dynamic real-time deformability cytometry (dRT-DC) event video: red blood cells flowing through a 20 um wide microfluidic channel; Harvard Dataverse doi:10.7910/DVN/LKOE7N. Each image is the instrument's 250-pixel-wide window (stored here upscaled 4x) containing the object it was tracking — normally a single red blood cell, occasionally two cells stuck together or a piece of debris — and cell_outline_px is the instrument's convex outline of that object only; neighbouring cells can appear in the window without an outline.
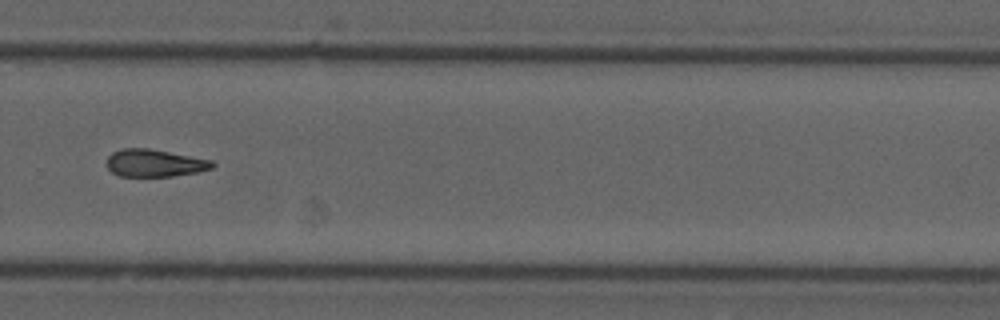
{"species": "common noctule bat (a hibernating species)", "species_latin": "Nyctalus noctula", "temperature_condition": "cold", "stored_images_in_passage": 37, "camera_frame_rate_fps": 3000, "um_per_image_px": 0.085, "animal": {"sex": "male", "forearm_length_mm": 52.5}, "frame": {"image": 1, "passage_image": 22, "time_ms": 7.0, "image_size_px": [1000, 320], "cell_outline_px": [[216, 164], [212, 168], [200, 172], [172, 176], [120, 176], [112, 172], [108, 168], [108, 156], [112, 152], [124, 148], [148, 148], [212, 160]], "centroid_in_image_um": [13.17, 13.86], "position_along_channel_um": 316.6, "area_um2": 16.82}}